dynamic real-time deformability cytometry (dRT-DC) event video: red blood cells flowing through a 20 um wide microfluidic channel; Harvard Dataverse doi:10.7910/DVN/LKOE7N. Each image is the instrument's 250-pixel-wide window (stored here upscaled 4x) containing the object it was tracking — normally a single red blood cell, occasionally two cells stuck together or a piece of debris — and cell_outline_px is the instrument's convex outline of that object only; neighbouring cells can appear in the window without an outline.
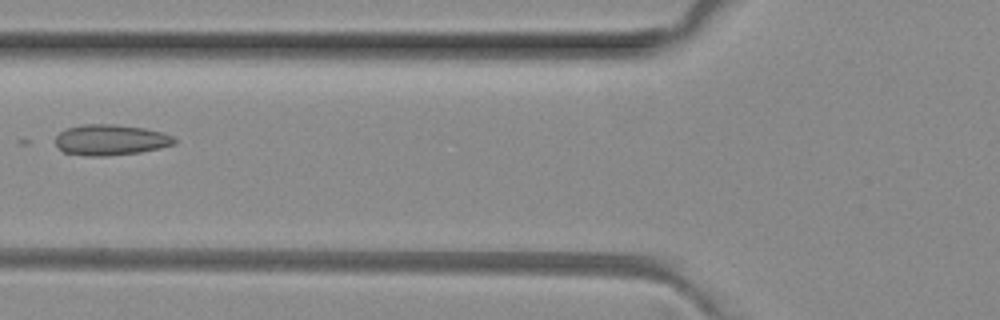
{"species": "common noctule bat (a hibernating species)", "species_latin": "Nyctalus noctula", "temperature_condition": "room temperature", "stored_images_in_passage": 8, "camera_frame_rate_fps": 3000, "um_per_image_px": 0.085, "animal": {"sex": "female", "body_mass_g": 29.2, "forearm_length_mm": 56.3}, "frame": {"image": 1, "passage_image": 8, "time_ms": 8.0, "image_size_px": [1000, 320], "cell_outline_px": [[176, 144], [160, 148], [140, 152], [108, 156], [84, 156], [64, 152], [56, 144], [56, 136], [60, 132], [68, 128], [80, 124], [116, 124], [144, 128], [164, 132], [172, 136], [176, 140]], "centroid_in_image_um": [9.42, 11.89], "position_along_channel_um": 116.4, "area_um2": 21.44}}